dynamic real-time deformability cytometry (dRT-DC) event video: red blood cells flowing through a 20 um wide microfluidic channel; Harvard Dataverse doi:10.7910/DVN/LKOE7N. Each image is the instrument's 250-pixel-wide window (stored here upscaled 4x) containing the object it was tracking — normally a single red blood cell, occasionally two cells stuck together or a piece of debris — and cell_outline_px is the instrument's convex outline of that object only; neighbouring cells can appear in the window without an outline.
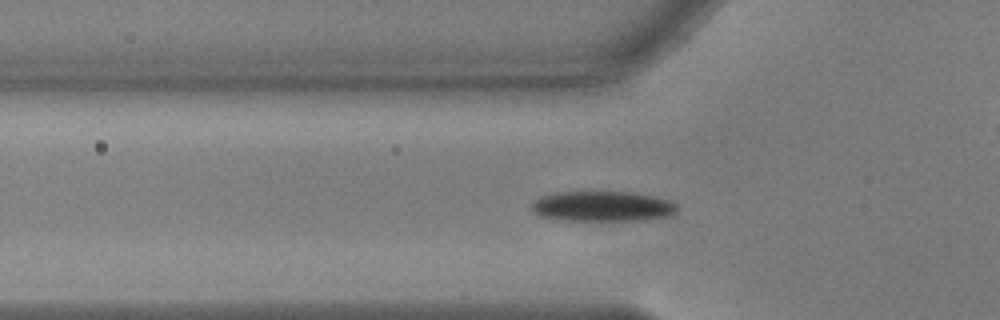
{"species": "common noctule bat (a hibernating species)", "species_latin": "Nyctalus noctula", "temperature_condition": "warm", "stored_images_in_passage": 51, "camera_frame_rate_fps": 3000, "um_per_image_px": 0.085, "animal": {"sex": "male", "body_mass_g": 17.9, "forearm_length_mm": 54.2}, "frame": {"image": 1, "passage_image": 18, "time_ms": 5.667, "image_size_px": [1000, 320], "cell_outline_px": [[676, 212], [664, 216], [644, 220], [556, 220], [540, 216], [532, 208], [532, 200], [540, 196], [552, 192], [628, 192], [652, 196], [668, 200], [676, 204]], "centroid_in_image_um": [51.13, 17.53], "position_along_channel_um": 74.7, "area_um2": 25.49}}
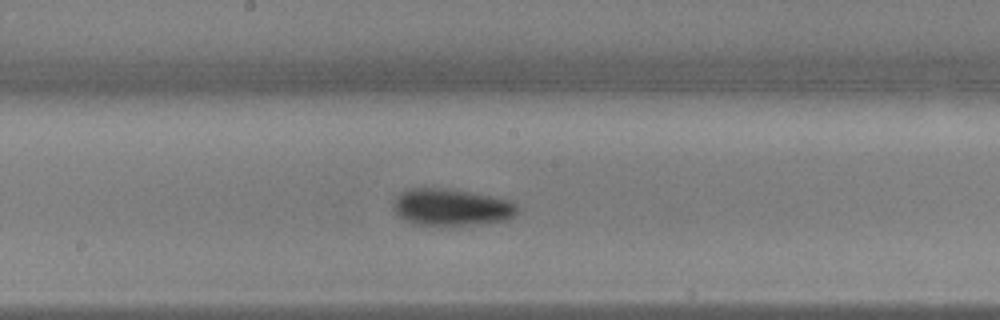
{"frame": {"image": 2, "passage_image": 29, "time_ms": 9.333, "image_size_px": [1000, 320], "cell_outline_px": [[520, 208], [508, 220], [460, 224], [416, 224], [404, 220], [392, 208], [392, 200], [400, 192], [408, 188], [452, 188], [512, 200]], "centroid_in_image_um": [38.34, 17.57], "position_along_channel_um": 209.9, "area_um2": 26.59}}
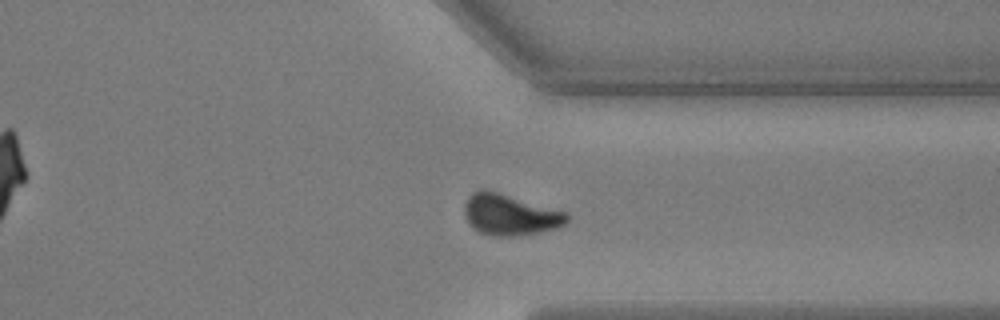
{"frame": {"image": 3, "passage_image": 42, "time_ms": 13.667, "image_size_px": [1000, 320], "cell_outline_px": [[568, 220], [564, 224], [556, 228], [540, 232], [512, 236], [492, 236], [480, 232], [472, 228], [468, 224], [464, 216], [464, 200], [472, 192], [480, 188], [484, 188], [500, 192], [568, 212]], "centroid_in_image_um": [43.3, 18.22], "position_along_channel_um": 368.1, "area_um2": 25.03}, "authors_computed_cell_mechanics": {"area_um2": 24.3916, "velocity_mm_per_s": 3.6673, "shape_relaxation_time_tau1_ms": 2.8946, "shape_relaxation_time_tau2_ms": 2.4808, "deformation_change_tau1": 0.1391, "deformation_change_tau2": 0.0576}}